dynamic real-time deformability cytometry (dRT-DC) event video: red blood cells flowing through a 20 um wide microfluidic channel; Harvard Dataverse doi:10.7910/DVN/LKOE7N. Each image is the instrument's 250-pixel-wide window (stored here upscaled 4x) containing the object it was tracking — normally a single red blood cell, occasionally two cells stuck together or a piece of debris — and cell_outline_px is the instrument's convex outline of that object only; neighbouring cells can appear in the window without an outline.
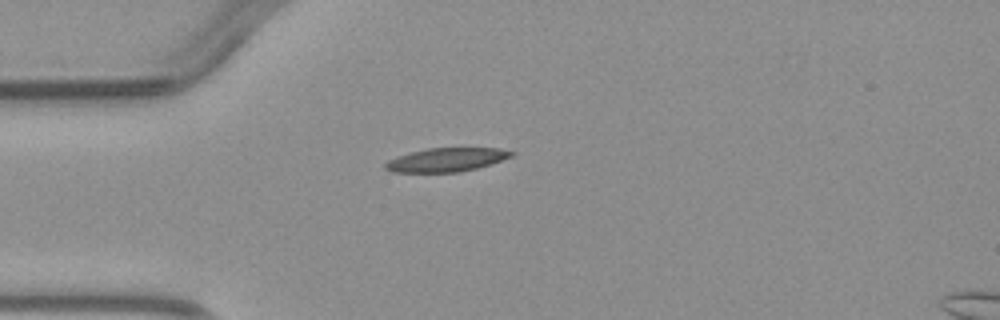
{"species": "common noctule bat (a hibernating species)", "species_latin": "Nyctalus noctula", "temperature_condition": "warm", "stored_images_in_passage": 1, "camera_frame_rate_fps": 3000, "um_per_image_px": 0.085, "animal": {"sex": "male", "body_mass_g": 23.1, "forearm_length_mm": 52.7}, "frame": {"image": 1, "passage_image": 1, "time_ms": 0.0, "image_size_px": [1000, 320], "cell_outline_px": [[516, 152], [512, 156], [492, 164], [460, 172], [392, 172], [384, 168], [384, 164], [388, 160], [396, 156], [428, 148], [500, 148]], "centroid_in_image_um": [37.95, 13.58], "position_along_channel_um": 47.0, "area_um2": 17.46}}